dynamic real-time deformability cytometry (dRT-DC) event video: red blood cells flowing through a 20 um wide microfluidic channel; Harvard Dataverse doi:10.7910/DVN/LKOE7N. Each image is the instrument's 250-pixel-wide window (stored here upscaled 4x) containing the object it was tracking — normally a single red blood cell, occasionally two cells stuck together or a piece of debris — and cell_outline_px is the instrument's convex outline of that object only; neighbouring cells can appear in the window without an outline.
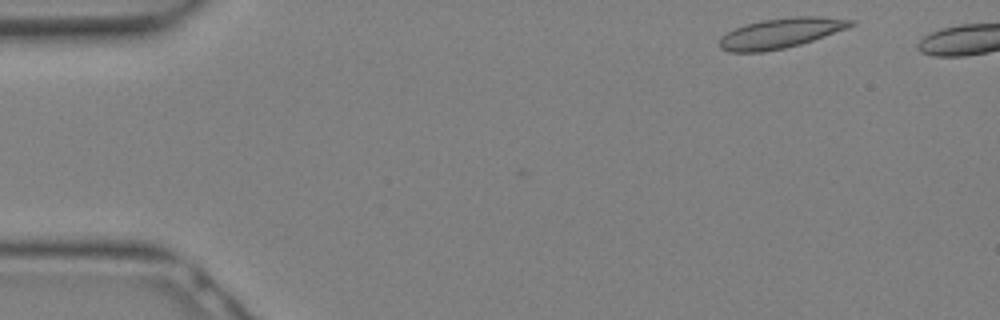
{"species": "Egyptian fruit bat (a non-hibernating species)", "species_latin": "Rousettus aegyptiacus", "temperature_condition": "warm", "stored_images_in_passage": 25, "camera_frame_rate_fps": 3000, "um_per_image_px": 0.085, "animal": {"sex": "female"}, "frame": {"image": 1, "passage_image": 1, "time_ms": 0.0, "image_size_px": [1000, 320], "cell_outline_px": [[856, 24], [824, 36], [800, 44], [784, 48], [764, 52], [728, 52], [720, 48], [720, 36], [744, 24], [760, 20], [792, 16], [820, 16], [856, 20]], "centroid_in_image_um": [66.34, 2.8], "position_along_channel_um": 18.7, "area_um2": 23.0}}
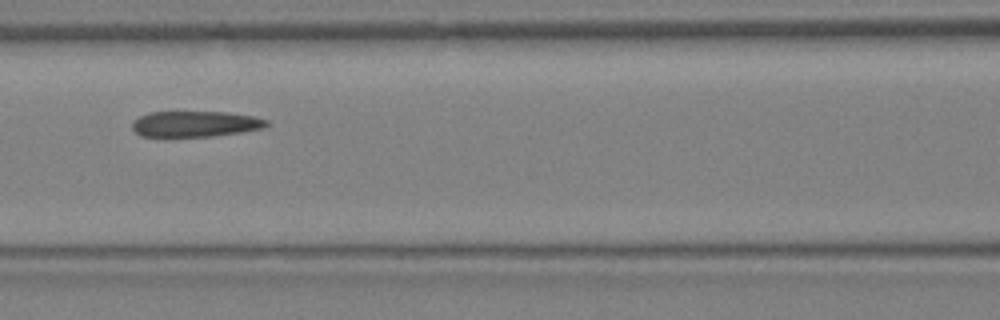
{"frame": {"image": 2, "passage_image": 11, "time_ms": 3.333, "image_size_px": [1000, 320], "cell_outline_px": [[268, 124], [264, 128], [240, 132], [212, 136], [164, 140], [140, 136], [132, 128], [132, 120], [140, 116], [152, 112], [224, 112], [252, 116], [268, 120]], "centroid_in_image_um": [16.48, 10.59], "position_along_channel_um": 150.1, "area_um2": 21.04}}
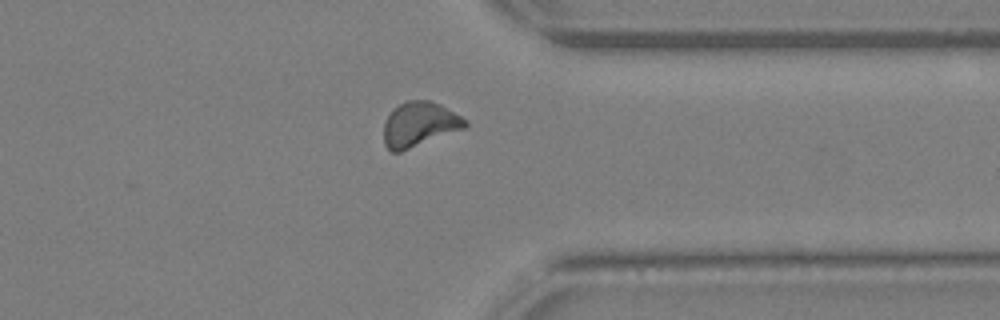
{"frame": {"image": 3, "passage_image": 21, "time_ms": 6.667, "image_size_px": [1000, 320], "cell_outline_px": [[468, 124], [464, 128], [400, 152], [392, 152], [384, 144], [384, 124], [392, 108], [408, 100], [428, 100], [440, 104], [468, 120]], "centroid_in_image_um": [35.64, 10.56], "position_along_channel_um": 375.8, "area_um2": 21.04}}